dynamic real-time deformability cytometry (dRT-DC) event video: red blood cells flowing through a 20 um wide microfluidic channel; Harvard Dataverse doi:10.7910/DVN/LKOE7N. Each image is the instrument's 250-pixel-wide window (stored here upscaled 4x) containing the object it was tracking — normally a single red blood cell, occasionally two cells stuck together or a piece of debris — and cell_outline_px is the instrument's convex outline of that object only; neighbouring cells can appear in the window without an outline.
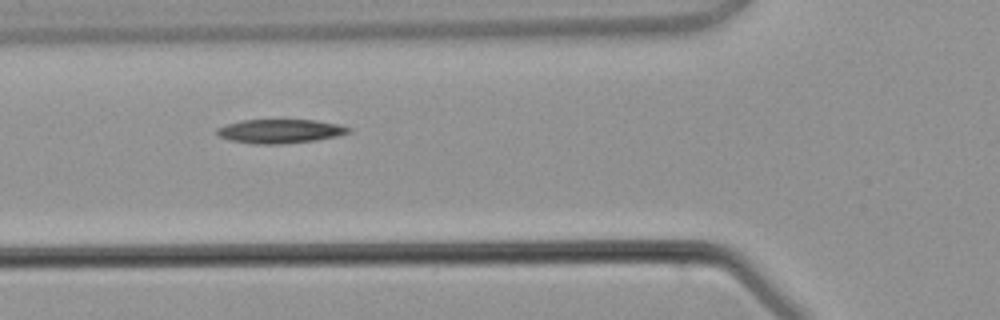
{"species": "common noctule bat (a hibernating species)", "species_latin": "Nyctalus noctula", "temperature_condition": "warm", "stored_images_in_passage": 3, "camera_frame_rate_fps": 3000, "um_per_image_px": 0.085, "animal": {"sex": "male", "body_mass_g": 21.5, "forearm_length_mm": 52.0}, "frame": {"image": 1, "passage_image": 2, "time_ms": 1.333, "image_size_px": [1000, 320], "cell_outline_px": [[352, 132], [340, 136], [316, 140], [284, 144], [252, 144], [228, 140], [220, 136], [216, 132], [216, 128], [240, 120], [316, 120], [340, 124], [352, 128]], "centroid_in_image_um": [23.86, 11.16], "position_along_channel_um": 101.9, "area_um2": 18.67}}
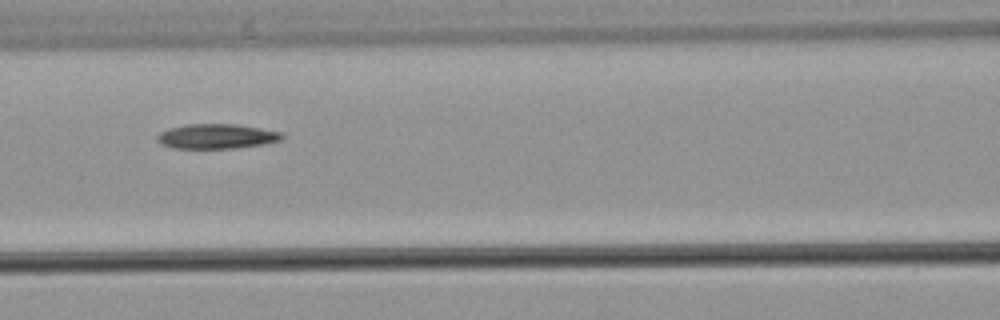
{"frame": {"image": 2, "passage_image": 3, "time_ms": 2.333, "image_size_px": [1000, 320], "cell_outline_px": [[284, 140], [264, 144], [236, 148], [176, 148], [164, 144], [156, 140], [156, 136], [160, 132], [168, 128], [184, 124], [236, 124], [284, 132]], "centroid_in_image_um": [18.47, 11.58], "position_along_channel_um": 148.1, "area_um2": 18.15}}